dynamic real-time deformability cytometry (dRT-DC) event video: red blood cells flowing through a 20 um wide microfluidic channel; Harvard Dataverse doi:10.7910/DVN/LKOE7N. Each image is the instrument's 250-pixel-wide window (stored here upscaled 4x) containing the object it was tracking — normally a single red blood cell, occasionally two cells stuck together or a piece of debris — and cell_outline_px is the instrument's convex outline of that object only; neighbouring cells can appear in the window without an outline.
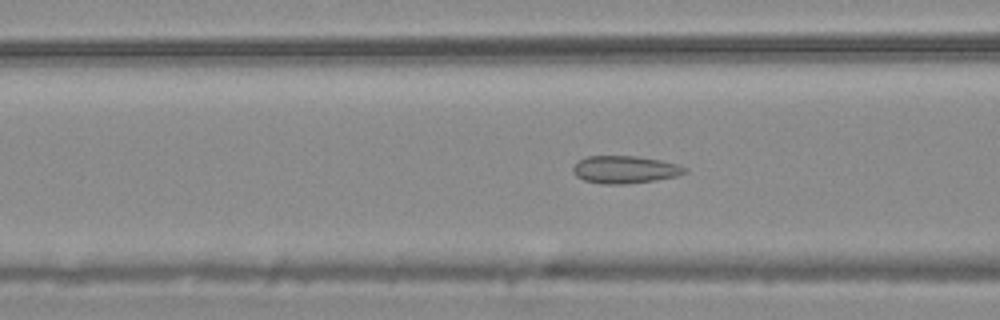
{"species": "common noctule bat (a hibernating species)", "species_latin": "Nyctalus noctula", "temperature_condition": "warm", "stored_images_in_passage": 54, "camera_frame_rate_fps": 3000, "um_per_image_px": 0.085, "animal": {"sex": "male", "body_mass_g": 20.4}, "frame": {"image": 1, "passage_image": 21, "time_ms": 6.667, "image_size_px": [1000, 320], "cell_outline_px": [[688, 172], [676, 176], [652, 180], [624, 184], [600, 184], [584, 180], [576, 176], [572, 172], [572, 168], [580, 160], [588, 156], [636, 156], [660, 160], [676, 164], [688, 168]], "centroid_in_image_um": [53.1, 14.41], "position_along_channel_um": 113.5, "area_um2": 17.8}}
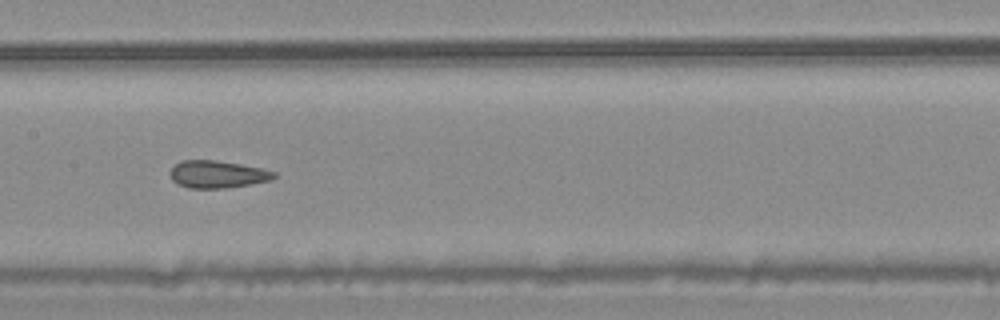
{"frame": {"image": 2, "passage_image": 27, "time_ms": 8.667, "image_size_px": [1000, 320], "cell_outline_px": [[276, 176], [272, 180], [252, 184], [228, 188], [188, 188], [172, 180], [168, 172], [180, 160], [216, 160], [240, 164], [260, 168], [276, 172]], "centroid_in_image_um": [18.48, 14.82], "position_along_channel_um": 188.9, "area_um2": 16.65}}
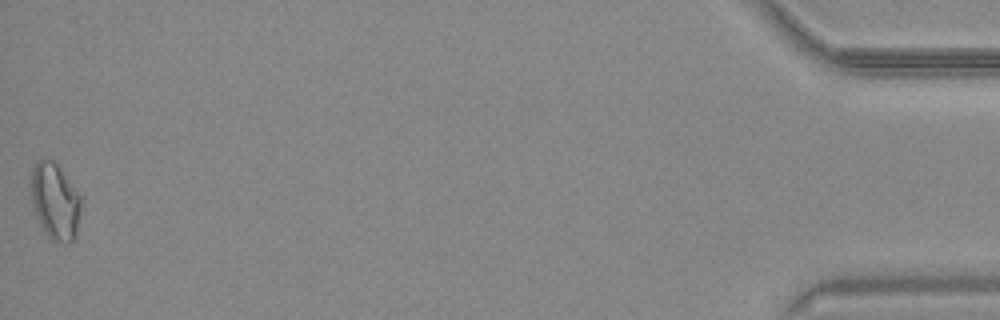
{"frame": {"image": 3, "passage_image": 54, "time_ms": 17.667, "image_size_px": [1000, 320], "cell_outline_px": [[84, 196], [76, 236], [72, 244], [64, 244], [52, 240], [44, 232], [36, 216], [32, 204], [32, 168], [40, 160], [52, 160], [56, 164]], "centroid_in_image_um": [4.76, 17.17], "position_along_channel_um": 430.4, "area_um2": 22.72}, "authors_computed_cell_mechanics": {"area_um2": 17.918, "velocity_mm_per_s": 3.7629, "shape_relaxation_time_tau1_ms": null, "shape_relaxation_time_tau2_ms": 1.9483, "deformation_change_tau1": null, "deformation_change_tau2": 0.0747}}